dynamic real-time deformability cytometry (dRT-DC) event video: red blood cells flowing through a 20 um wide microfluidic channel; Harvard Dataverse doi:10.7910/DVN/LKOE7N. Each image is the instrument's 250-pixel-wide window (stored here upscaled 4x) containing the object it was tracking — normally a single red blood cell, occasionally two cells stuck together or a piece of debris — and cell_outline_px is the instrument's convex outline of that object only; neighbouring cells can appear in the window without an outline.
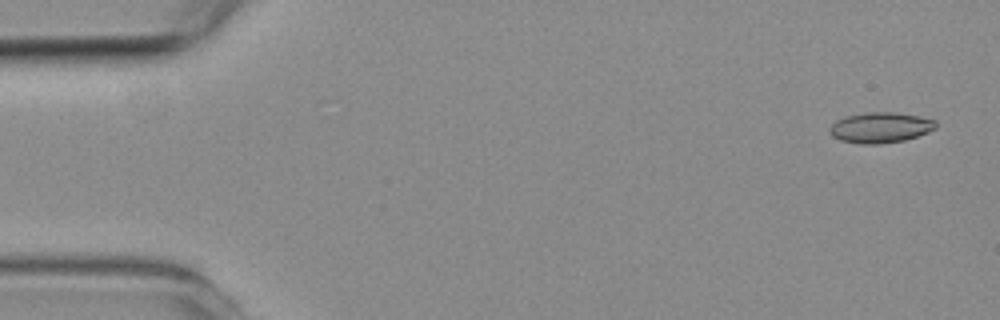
{"species": "common noctule bat (a hibernating species)", "species_latin": "Nyctalus noctula", "temperature_condition": "room temperature", "stored_images_in_passage": 6, "camera_frame_rate_fps": 3000, "um_per_image_px": 0.085, "animal": {"sex": "female", "body_mass_g": 19.3, "forearm_length_mm": 54.1}, "frame": {"image": 1, "passage_image": 1, "time_ms": 0.0, "image_size_px": [1000, 320], "cell_outline_px": [[936, 128], [928, 132], [904, 140], [880, 144], [860, 144], [840, 140], [832, 136], [828, 128], [836, 120], [844, 116], [868, 112], [892, 112], [920, 116], [936, 120]], "centroid_in_image_um": [74.81, 10.84], "position_along_channel_um": 10.2, "area_um2": 18.96}}
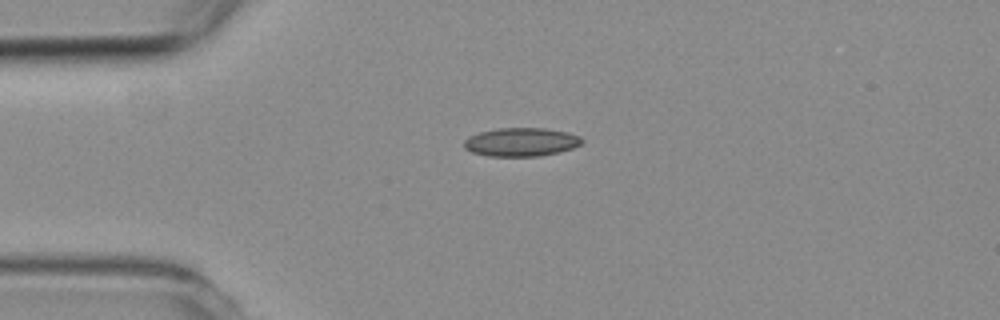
{"frame": {"image": 2, "passage_image": 4, "time_ms": 3.333, "image_size_px": [1000, 320], "cell_outline_px": [[584, 140], [580, 144], [572, 148], [540, 156], [488, 156], [472, 152], [464, 148], [464, 140], [468, 136], [480, 132], [496, 128], [544, 128], [568, 132], [580, 136]], "centroid_in_image_um": [44.27, 12.06], "position_along_channel_um": 40.7, "area_um2": 19.59}}
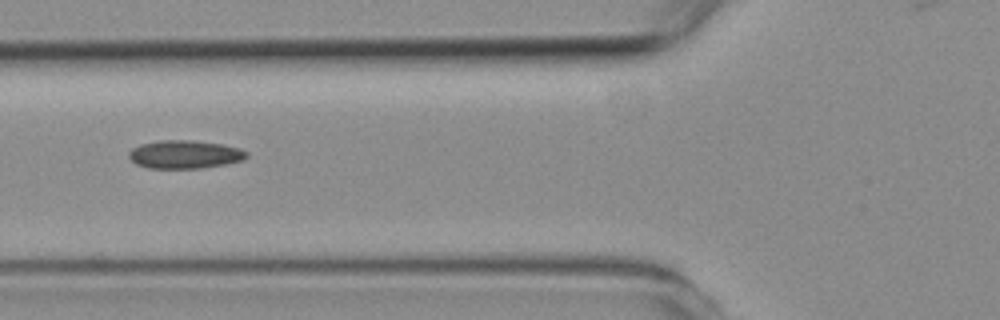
{"frame": {"image": 3, "passage_image": 6, "time_ms": 5.667, "image_size_px": [1000, 320], "cell_outline_px": [[248, 156], [244, 160], [224, 164], [200, 168], [148, 168], [136, 164], [128, 156], [128, 152], [132, 148], [140, 144], [160, 140], [188, 140], [220, 144], [240, 148], [248, 152]], "centroid_in_image_um": [15.69, 13.12], "position_along_channel_um": 110.1, "area_um2": 19.31}}